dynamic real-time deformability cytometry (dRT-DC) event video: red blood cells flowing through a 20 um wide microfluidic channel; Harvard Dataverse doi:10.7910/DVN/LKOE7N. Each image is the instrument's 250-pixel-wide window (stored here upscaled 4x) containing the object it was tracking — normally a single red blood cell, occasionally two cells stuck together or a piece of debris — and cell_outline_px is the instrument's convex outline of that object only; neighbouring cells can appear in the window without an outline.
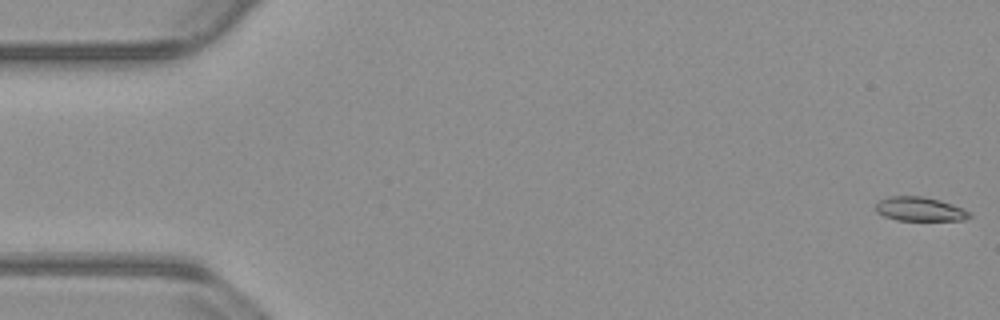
{"species": "common noctule bat (a hibernating species)", "species_latin": "Nyctalus noctula", "temperature_condition": "warm", "stored_images_in_passage": 54, "camera_frame_rate_fps": 3000, "um_per_image_px": 0.085, "animal": {"sex": "male", "body_mass_g": 23.1, "forearm_length_mm": 52.7}, "frame": {"image": 1, "passage_image": 1, "time_ms": 0.0, "image_size_px": [1000, 320], "cell_outline_px": [[972, 216], [964, 220], [896, 220], [884, 216], [876, 212], [876, 204], [880, 200], [888, 196], [924, 196], [940, 200], [964, 208]], "centroid_in_image_um": [78.18, 17.77], "position_along_channel_um": 6.8, "area_um2": 13.18}}
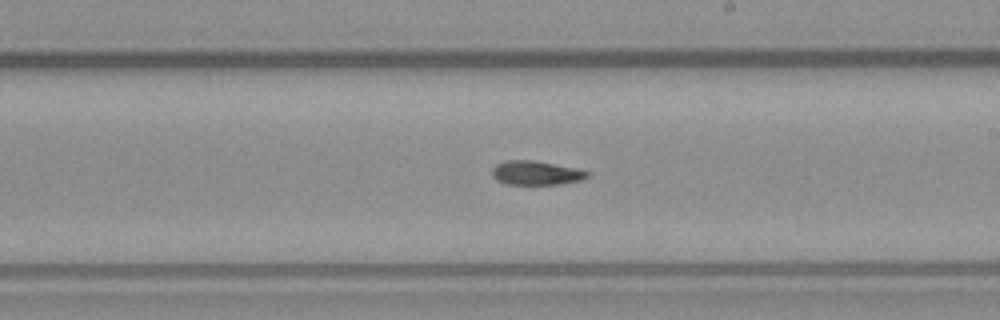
{"frame": {"image": 2, "passage_image": 31, "time_ms": 10.0, "image_size_px": [1000, 320], "cell_outline_px": [[592, 172], [588, 176], [580, 180], [560, 184], [504, 184], [496, 180], [492, 176], [492, 168], [496, 164], [504, 160], [532, 160], [576, 168]], "centroid_in_image_um": [45.53, 14.69], "position_along_channel_um": 243.5, "area_um2": 13.41}}
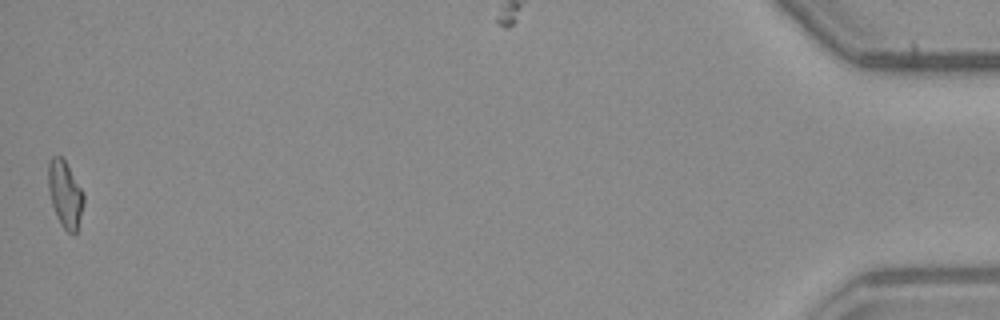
{"frame": {"image": 3, "passage_image": 54, "time_ms": 17.667, "image_size_px": [1000, 320], "cell_outline_px": [[84, 204], [76, 232], [72, 236], [60, 224], [56, 216], [52, 204], [48, 188], [48, 164], [52, 156], [60, 156], [64, 160], [80, 188], [84, 196]], "centroid_in_image_um": [5.52, 16.54], "position_along_channel_um": 429.7, "area_um2": 13.53}, "authors_computed_cell_mechanics": {"area_um2": 13.5541, "velocity_mm_per_s": 3.8222, "shape_relaxation_time_tau1_ms": null, "shape_relaxation_time_tau2_ms": 6.5889, "deformation_change_tau1": null, "deformation_change_tau2": 0.146}}